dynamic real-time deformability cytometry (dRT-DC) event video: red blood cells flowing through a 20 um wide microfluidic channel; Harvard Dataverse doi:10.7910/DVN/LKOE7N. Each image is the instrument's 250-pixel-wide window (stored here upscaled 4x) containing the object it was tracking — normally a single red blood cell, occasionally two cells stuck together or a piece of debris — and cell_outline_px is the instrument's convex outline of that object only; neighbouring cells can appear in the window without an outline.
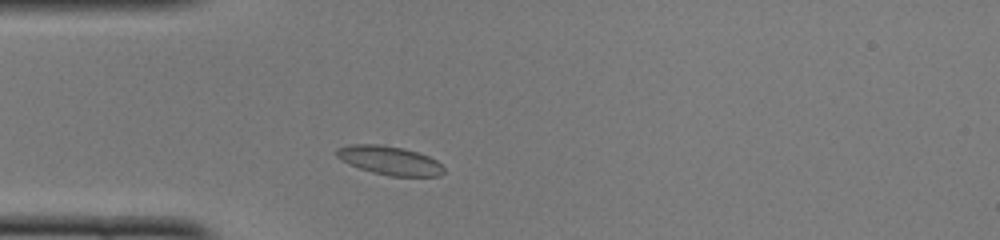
{"species": "common noctule bat (a hibernating species)", "species_latin": "Nyctalus noctula", "temperature_condition": "cold", "stored_images_in_passage": 41, "camera_frame_rate_fps": 3000, "um_per_image_px": 0.085, "animal": {"sex": "female", "body_mass_g": 22.0, "forearm_length_mm": 56.7}, "frame": {"image": 1, "passage_image": 5, "time_ms": 1.333, "image_size_px": [1000, 240], "cell_outline_px": [[444, 172], [440, 176], [388, 176], [372, 172], [348, 164], [340, 160], [336, 156], [336, 148], [348, 144], [380, 144], [404, 148], [428, 156], [436, 160], [444, 168]], "centroid_in_image_um": [33.08, 13.63], "position_along_channel_um": 51.9, "area_um2": 18.09}}
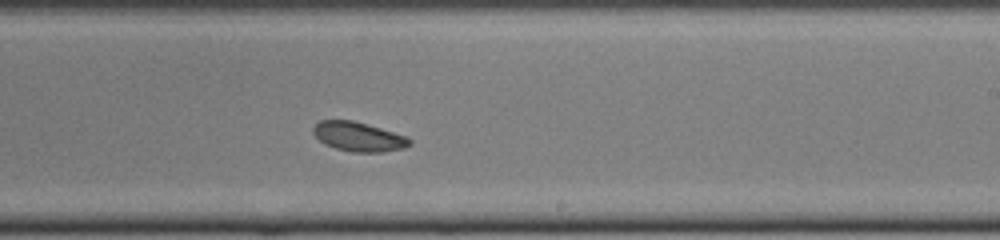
{"frame": {"image": 2, "passage_image": 21, "time_ms": 6.667, "image_size_px": [1000, 240], "cell_outline_px": [[412, 144], [404, 148], [380, 152], [352, 152], [336, 148], [324, 144], [312, 132], [312, 128], [320, 120], [352, 120], [408, 136], [412, 140]], "centroid_in_image_um": [30.49, 11.62], "position_along_channel_um": 258.5, "area_um2": 16.47}}
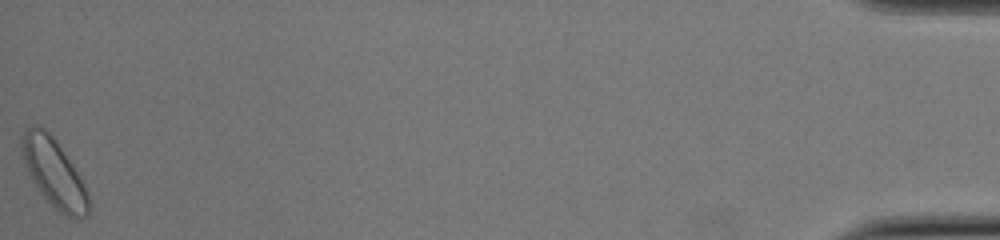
{"frame": {"image": 3, "passage_image": 41, "time_ms": 13.333, "image_size_px": [1000, 240], "cell_outline_px": [[88, 212], [84, 216], [76, 220], [60, 212], [44, 196], [32, 180], [24, 160], [20, 148], [20, 136], [24, 128], [44, 128], [56, 140], [72, 164], [84, 184], [88, 192]], "centroid_in_image_um": [4.57, 14.69], "position_along_channel_um": 430.6, "area_um2": 25.89}, "authors_computed_cell_mechanics": {"area_um2": 17.5134, "velocity_mm_per_s": 4.0278, "shape_relaxation_time_tau1_ms": 3.1739, "shape_relaxation_time_tau2_ms": 3.1678, "deformation_change_tau1": 0.0592, "deformation_change_tau2": 0.0721}}